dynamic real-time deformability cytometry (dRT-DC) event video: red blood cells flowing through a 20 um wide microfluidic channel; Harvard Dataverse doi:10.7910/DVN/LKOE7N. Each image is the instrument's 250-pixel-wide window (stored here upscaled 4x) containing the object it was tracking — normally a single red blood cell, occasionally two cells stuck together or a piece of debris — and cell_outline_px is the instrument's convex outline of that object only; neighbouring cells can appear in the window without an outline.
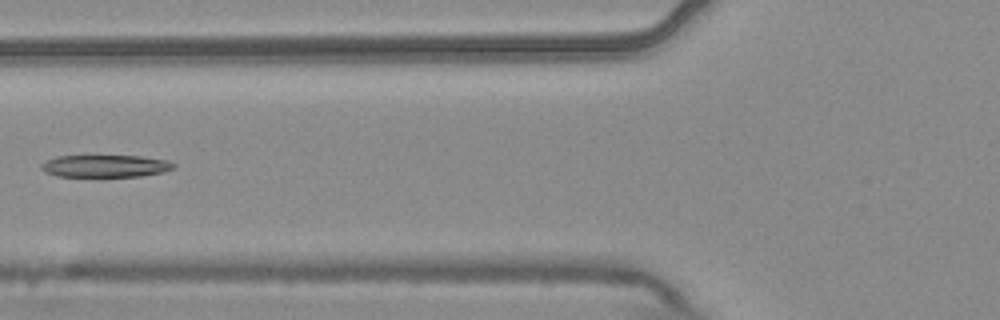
{"species": "common noctule bat (a hibernating species)", "species_latin": "Nyctalus noctula", "temperature_condition": "warm", "stored_images_in_passage": 8, "camera_frame_rate_fps": 3000, "um_per_image_px": 0.085, "animal": {"sex": "male", "body_mass_g": 20.4}, "frame": {"image": 1, "passage_image": 7, "time_ms": 2.0, "image_size_px": [1000, 320], "cell_outline_px": [[176, 168], [164, 172], [140, 176], [100, 180], [56, 176], [44, 172], [40, 168], [40, 164], [56, 156], [140, 156], [168, 160], [176, 164]], "centroid_in_image_um": [8.94, 14.17], "position_along_channel_um": 116.9, "area_um2": 18.44}}
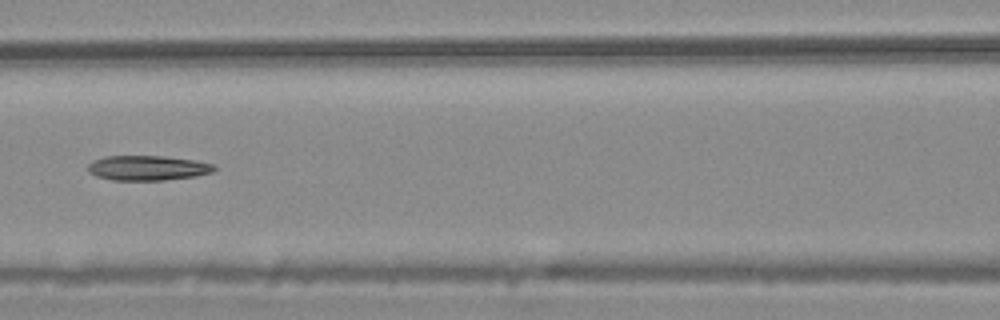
{"frame": {"image": 2, "passage_image": 8, "time_ms": 2.333, "image_size_px": [1000, 320], "cell_outline_px": [[216, 168], [212, 172], [196, 176], [164, 180], [112, 180], [96, 176], [88, 172], [88, 164], [92, 160], [104, 156], [164, 156], [196, 160], [216, 164]], "centroid_in_image_um": [12.55, 14.27], "position_along_channel_um": 154.0, "area_um2": 18.5}}